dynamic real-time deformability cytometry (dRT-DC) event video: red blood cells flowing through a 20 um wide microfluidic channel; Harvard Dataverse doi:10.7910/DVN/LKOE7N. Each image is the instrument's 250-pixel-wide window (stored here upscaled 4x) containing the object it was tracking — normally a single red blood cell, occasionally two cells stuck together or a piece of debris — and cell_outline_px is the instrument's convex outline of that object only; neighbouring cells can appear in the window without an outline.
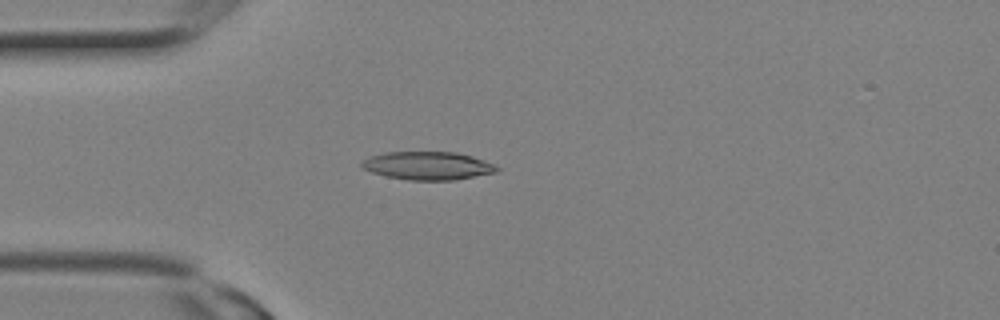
{"species": "Egyptian fruit bat (a non-hibernating species)", "species_latin": "Rousettus aegyptiacus", "temperature_condition": "room temperature", "stored_images_in_passage": 25, "camera_frame_rate_fps": 3000, "um_per_image_px": 0.085, "animal": {"sex": "female"}, "frame": {"image": 1, "passage_image": 7, "time_ms": 2.0, "image_size_px": [1000, 320], "cell_outline_px": [[500, 168], [496, 172], [456, 180], [408, 180], [388, 176], [372, 172], [360, 168], [360, 160], [368, 156], [384, 152], [456, 152], [472, 156], [496, 164]], "centroid_in_image_um": [36.33, 14.08], "position_along_channel_um": 48.7, "area_um2": 22.43}}
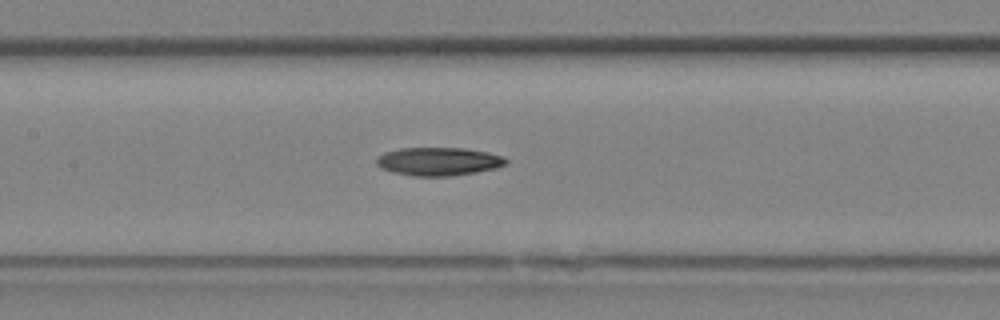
{"frame": {"image": 2, "passage_image": 12, "time_ms": 3.667, "image_size_px": [1000, 320], "cell_outline_px": [[508, 160], [504, 164], [496, 168], [476, 172], [452, 176], [412, 176], [392, 172], [380, 168], [376, 164], [376, 160], [384, 152], [400, 148], [464, 148], [488, 152], [504, 156]], "centroid_in_image_um": [37.27, 13.72], "position_along_channel_um": 170.1, "area_um2": 21.39}}
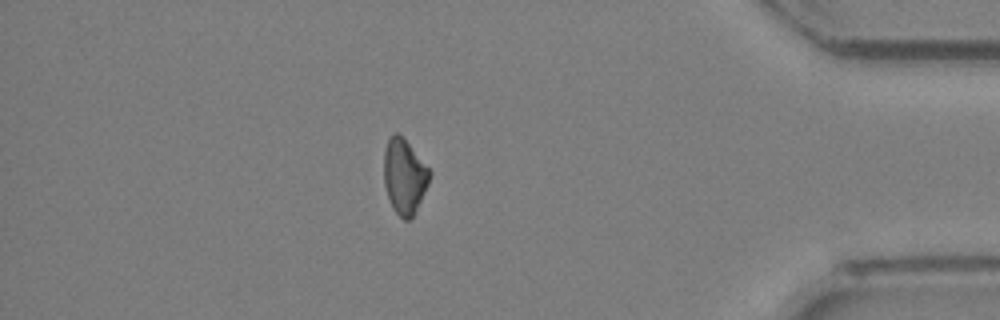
{"frame": {"image": 3, "passage_image": 22, "time_ms": 7.0, "image_size_px": [1000, 320], "cell_outline_px": [[432, 172], [428, 184], [416, 212], [408, 220], [404, 220], [392, 208], [384, 184], [384, 148], [388, 140], [396, 132], [400, 132]], "centroid_in_image_um": [34.37, 14.97], "position_along_channel_um": 400.8, "area_um2": 20.06}}